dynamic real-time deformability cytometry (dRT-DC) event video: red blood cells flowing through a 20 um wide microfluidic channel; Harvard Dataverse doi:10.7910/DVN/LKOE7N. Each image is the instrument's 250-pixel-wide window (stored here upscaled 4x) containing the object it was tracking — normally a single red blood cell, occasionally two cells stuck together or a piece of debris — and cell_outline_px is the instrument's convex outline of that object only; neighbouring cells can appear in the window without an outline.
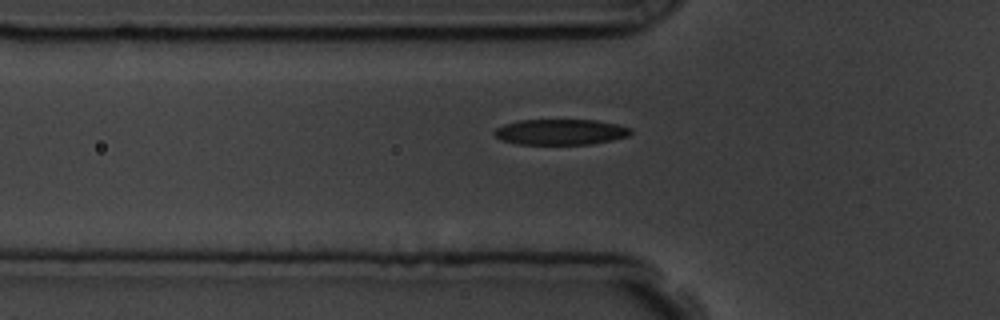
{"species": "common noctule bat (a hibernating species)", "species_latin": "Nyctalus noctula", "temperature_condition": "room temperature", "stored_images_in_passage": 6, "camera_frame_rate_fps": 3000, "um_per_image_px": 0.085, "animal": {"sex": "male", "body_mass_g": 19.5, "forearm_length_mm": 54.6}, "frame": {"image": 1, "passage_image": 6, "time_ms": 6.0, "image_size_px": [1000, 320], "cell_outline_px": [[632, 132], [628, 136], [612, 140], [592, 144], [516, 144], [500, 140], [492, 132], [496, 128], [504, 124], [520, 120], [596, 120], [616, 124], [632, 128]], "centroid_in_image_um": [47.63, 11.22], "position_along_channel_um": 78.2, "area_um2": 20.46}}